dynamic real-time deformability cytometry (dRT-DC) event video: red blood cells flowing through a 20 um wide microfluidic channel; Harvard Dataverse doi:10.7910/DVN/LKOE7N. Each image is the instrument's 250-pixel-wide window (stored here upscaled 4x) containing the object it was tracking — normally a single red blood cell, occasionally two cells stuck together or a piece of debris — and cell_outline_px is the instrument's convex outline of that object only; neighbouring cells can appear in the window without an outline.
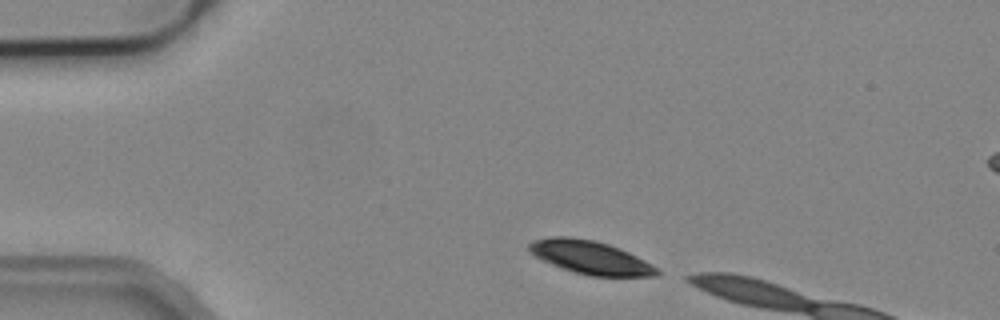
{"species": "common noctule bat (a hibernating species)", "species_latin": "Nyctalus noctula", "temperature_condition": "cold", "stored_images_in_passage": 3, "camera_frame_rate_fps": 3000, "um_per_image_px": 0.085, "animal": {"sex": "male", "body_mass_g": 19.2, "forearm_length_mm": 51.8}, "frame": {"image": 1, "passage_image": 1, "time_ms": 0.0, "image_size_px": [1000, 320], "cell_outline_px": [[660, 272], [656, 276], [588, 276], [552, 264], [528, 252], [528, 244], [532, 240], [552, 236], [568, 236], [592, 240], [608, 244], [620, 248], [644, 260], [656, 268]], "centroid_in_image_um": [50.15, 21.87], "position_along_channel_um": 34.9, "area_um2": 24.51}}